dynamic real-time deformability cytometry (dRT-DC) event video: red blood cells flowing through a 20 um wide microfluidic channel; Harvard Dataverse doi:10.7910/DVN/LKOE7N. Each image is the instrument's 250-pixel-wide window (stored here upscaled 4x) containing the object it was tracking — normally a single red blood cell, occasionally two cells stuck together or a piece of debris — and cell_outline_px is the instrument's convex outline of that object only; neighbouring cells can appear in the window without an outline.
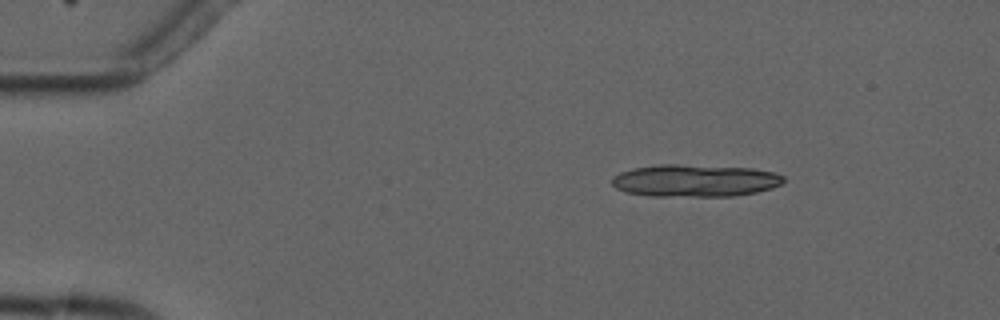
{"species": "common noctule bat (a hibernating species)", "species_latin": "Nyctalus noctula", "temperature_condition": "cold", "stored_images_in_passage": 3, "camera_frame_rate_fps": 3000, "um_per_image_px": 0.085, "animal": {"sex": "male", "forearm_length_mm": 52.5}, "frame": {"image": 1, "passage_image": 2, "time_ms": 1.667, "image_size_px": [1000, 320], "cell_outline_px": [[784, 180], [780, 184], [772, 188], [756, 192], [736, 196], [648, 196], [628, 192], [616, 188], [612, 184], [612, 176], [620, 172], [632, 168], [660, 164], [680, 164], [752, 168], [772, 172], [784, 176]], "centroid_in_image_um": [59.05, 15.35], "position_along_channel_um": 26.0, "area_um2": 32.43}}